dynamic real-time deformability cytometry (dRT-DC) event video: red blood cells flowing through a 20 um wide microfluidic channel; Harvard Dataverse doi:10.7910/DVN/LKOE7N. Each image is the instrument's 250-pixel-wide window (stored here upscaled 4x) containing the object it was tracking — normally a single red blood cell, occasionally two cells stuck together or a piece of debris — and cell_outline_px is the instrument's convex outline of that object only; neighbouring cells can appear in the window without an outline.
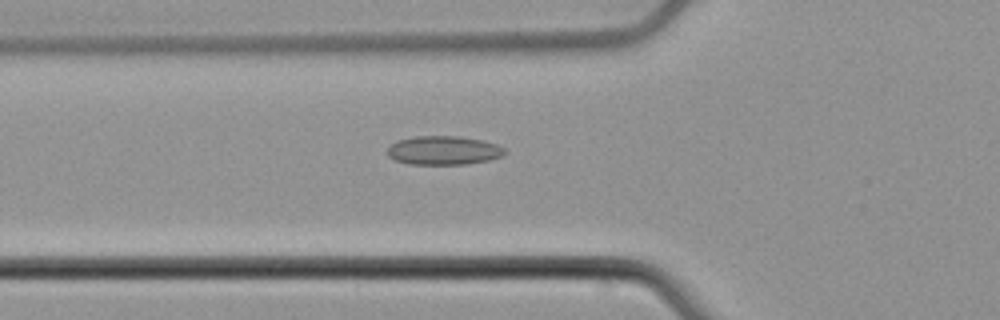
{"species": "common noctule bat (a hibernating species)", "species_latin": "Nyctalus noctula", "temperature_condition": "cold", "stored_images_in_passage": 30, "camera_frame_rate_fps": 3000, "um_per_image_px": 0.085, "animal": {"sex": "male", "body_mass_g": 21.5, "forearm_length_mm": 52.0}, "frame": {"image": 1, "passage_image": 6, "time_ms": 1.667, "image_size_px": [1000, 320], "cell_outline_px": [[508, 152], [500, 156], [488, 160], [464, 164], [408, 164], [396, 160], [388, 156], [388, 148], [396, 140], [416, 136], [460, 136], [484, 140], [496, 144], [504, 148]], "centroid_in_image_um": [37.71, 12.77], "position_along_channel_um": 88.1, "area_um2": 19.71}}
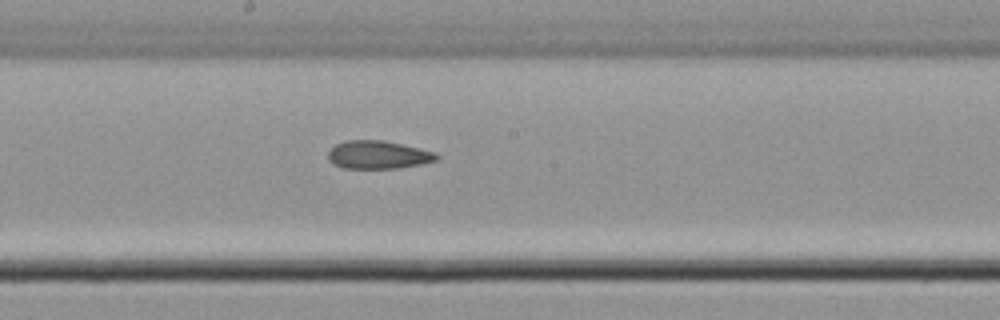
{"frame": {"image": 2, "passage_image": 16, "time_ms": 5.0, "image_size_px": [1000, 320], "cell_outline_px": [[440, 156], [436, 160], [420, 164], [400, 168], [344, 168], [332, 164], [328, 160], [328, 152], [336, 144], [344, 140], [384, 140], [436, 152]], "centroid_in_image_um": [32.12, 13.15], "position_along_channel_um": 216.1, "area_um2": 17.8}}
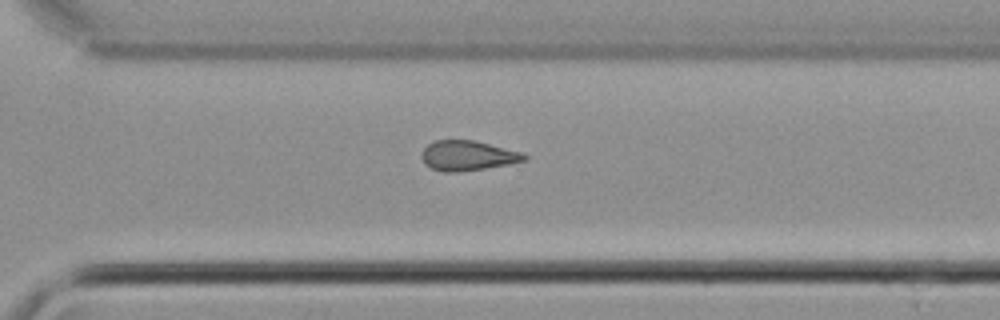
{"frame": {"image": 3, "passage_image": 25, "time_ms": 8.0, "image_size_px": [1000, 320], "cell_outline_px": [[528, 160], [508, 164], [484, 168], [456, 172], [444, 172], [432, 168], [424, 164], [420, 156], [424, 148], [428, 144], [436, 140], [476, 140], [524, 152], [528, 156]], "centroid_in_image_um": [39.78, 13.21], "position_along_channel_um": 330.8, "area_um2": 18.09}, "authors_computed_cell_mechanics": {"area_um2": 18.0914, "velocity_mm_per_s": 3.8249, "shape_relaxation_time_tau1_ms": null, "shape_relaxation_time_tau2_ms": 3.4977, "deformation_change_tau1": null, "deformation_change_tau2": 0.1074}}